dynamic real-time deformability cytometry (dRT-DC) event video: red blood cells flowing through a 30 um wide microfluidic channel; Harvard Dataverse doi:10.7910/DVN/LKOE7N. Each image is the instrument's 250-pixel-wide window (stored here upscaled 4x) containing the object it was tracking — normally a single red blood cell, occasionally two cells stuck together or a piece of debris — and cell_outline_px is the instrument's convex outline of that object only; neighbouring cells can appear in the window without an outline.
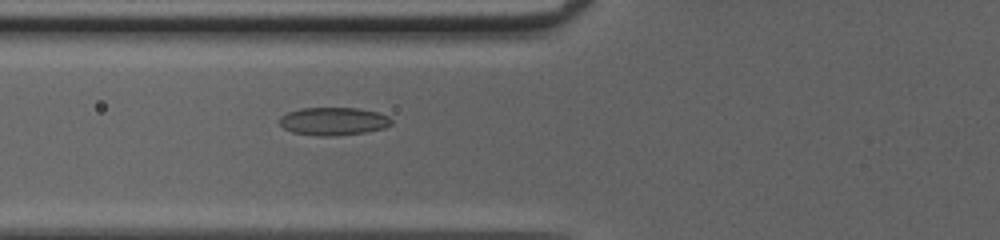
{"species": "common noctule bat (a hibernating species)", "species_latin": "Nyctalus noctula", "temperature_condition": "cold", "stored_images_in_passage": 52, "camera_frame_rate_fps": 3000, "um_per_image_px": 0.085, "animal": {"sex": "female", "body_mass_g": 20.0, "forearm_length_mm": 54.0}, "frame": {"image": 1, "passage_image": 22, "time_ms": 7.0, "image_size_px": [1000, 240], "cell_outline_px": [[392, 124], [384, 128], [364, 132], [332, 136], [316, 136], [292, 132], [284, 128], [280, 124], [280, 116], [288, 112], [300, 108], [360, 108], [376, 112], [388, 116], [392, 120]], "centroid_in_image_um": [28.33, 10.3], "position_along_channel_um": 97.5, "area_um2": 18.21}}
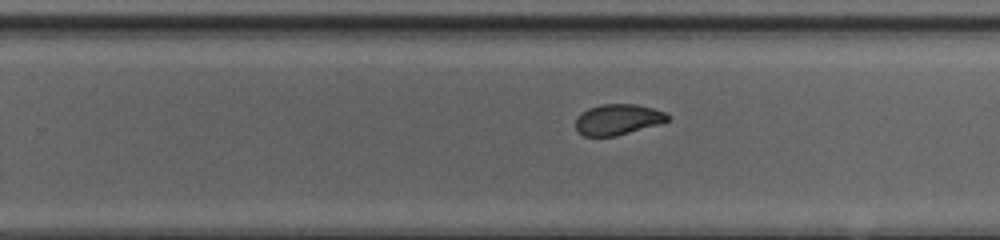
{"frame": {"image": 2, "passage_image": 35, "time_ms": 11.333, "image_size_px": [1000, 240], "cell_outline_px": [[672, 116], [668, 120], [660, 124], [616, 136], [584, 136], [576, 128], [576, 116], [580, 112], [588, 108], [600, 104], [636, 104], [652, 108], [664, 112]], "centroid_in_image_um": [52.51, 10.15], "position_along_channel_um": 277.3, "area_um2": 16.59}}
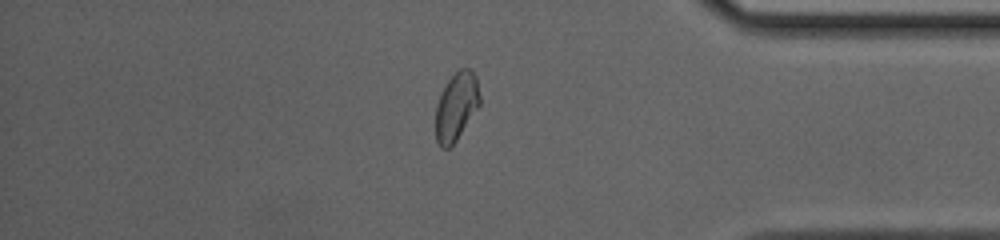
{"frame": {"image": 3, "passage_image": 45, "time_ms": 14.667, "image_size_px": [1000, 240], "cell_outline_px": [[480, 104], [456, 140], [448, 148], [440, 148], [436, 140], [436, 104], [448, 80], [460, 68], [472, 68], [476, 76], [480, 96]], "centroid_in_image_um": [38.79, 9.03], "position_along_channel_um": 396.4, "area_um2": 17.34}, "authors_computed_cell_mechanics": {"area_um2": 17.9469, "velocity_mm_per_s": 4.1441, "shape_relaxation_time_tau1_ms": 3.6269, "shape_relaxation_time_tau2_ms": 1.203, "deformation_change_tau1": 0.148, "deformation_change_tau2": 0.0638}}